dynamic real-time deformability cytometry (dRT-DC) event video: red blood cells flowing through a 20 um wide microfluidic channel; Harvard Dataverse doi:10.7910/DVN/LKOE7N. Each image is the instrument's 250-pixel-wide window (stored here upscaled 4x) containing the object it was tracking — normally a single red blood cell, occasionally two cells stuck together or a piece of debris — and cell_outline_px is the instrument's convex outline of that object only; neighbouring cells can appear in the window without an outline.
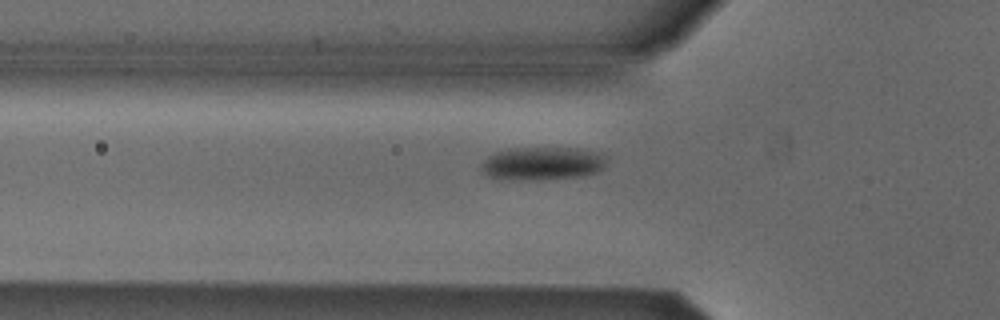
{"species": "Egyptian fruit bat (a non-hibernating species)", "species_latin": "Rousettus aegyptiacus", "temperature_condition": "cold", "stored_images_in_passage": 4, "camera_frame_rate_fps": 3000, "um_per_image_px": 0.085, "animal": {"sex": "male"}, "frame": {"image": 1, "passage_image": 3, "time_ms": 0.667, "image_size_px": [1000, 320], "cell_outline_px": [[608, 160], [604, 168], [596, 172], [580, 176], [532, 180], [488, 176], [480, 168], [480, 164], [488, 156], [496, 152], [508, 148], [576, 148], [600, 152]], "centroid_in_image_um": [46.14, 13.87], "position_along_channel_um": 79.7, "area_um2": 24.04}}